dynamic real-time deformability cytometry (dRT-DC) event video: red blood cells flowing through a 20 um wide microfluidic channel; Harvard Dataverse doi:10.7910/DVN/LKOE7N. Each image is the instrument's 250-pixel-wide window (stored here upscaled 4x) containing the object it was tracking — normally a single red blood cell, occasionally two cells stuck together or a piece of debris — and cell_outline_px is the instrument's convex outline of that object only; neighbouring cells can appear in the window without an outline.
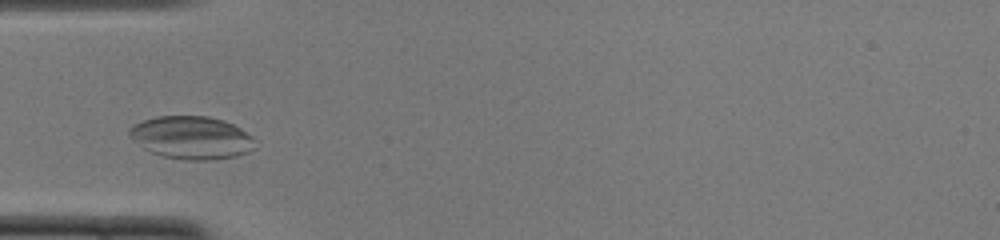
{"species": "common noctule bat (a hibernating species)", "species_latin": "Nyctalus noctula", "temperature_condition": "cold", "stored_images_in_passage": 4, "camera_frame_rate_fps": 3000, "um_per_image_px": 0.085, "animal": {"sex": "female", "body_mass_g": 22.0, "forearm_length_mm": 56.7}, "frame": {"image": 1, "passage_image": 2, "time_ms": 0.333, "image_size_px": [1000, 240], "cell_outline_px": [[256, 140], [252, 148], [248, 152], [236, 156], [212, 160], [184, 160], [160, 156], [144, 148], [128, 136], [128, 128], [132, 124], [156, 116], [208, 116], [224, 120], [240, 128], [252, 136]], "centroid_in_image_um": [16.25, 11.7], "position_along_channel_um": 68.7, "area_um2": 31.56}}